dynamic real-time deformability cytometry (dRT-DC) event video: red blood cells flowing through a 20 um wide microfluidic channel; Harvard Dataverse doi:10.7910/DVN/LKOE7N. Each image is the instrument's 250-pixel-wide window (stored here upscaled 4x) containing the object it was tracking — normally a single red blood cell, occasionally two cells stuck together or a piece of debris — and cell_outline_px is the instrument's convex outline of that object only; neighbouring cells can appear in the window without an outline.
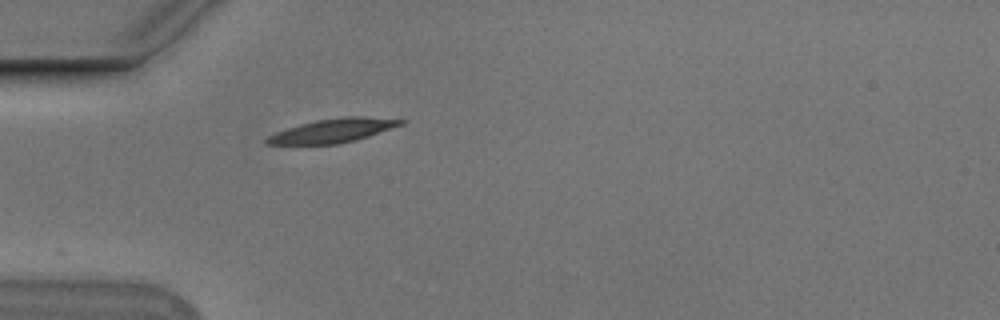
{"species": "Egyptian fruit bat (a non-hibernating species)", "species_latin": "Rousettus aegyptiacus", "temperature_condition": "cold", "stored_images_in_passage": 4, "camera_frame_rate_fps": 3000, "um_per_image_px": 0.085, "animal": {"sex": "male"}, "frame": {"image": 1, "passage_image": 1, "time_ms": 0.0, "image_size_px": [1000, 320], "cell_outline_px": [[408, 120], [404, 124], [356, 140], [336, 144], [264, 144], [264, 140], [268, 136], [276, 132], [300, 124], [316, 120], [344, 116], [364, 116]], "centroid_in_image_um": [28.32, 11.09], "position_along_channel_um": 56.7, "area_um2": 18.55}}